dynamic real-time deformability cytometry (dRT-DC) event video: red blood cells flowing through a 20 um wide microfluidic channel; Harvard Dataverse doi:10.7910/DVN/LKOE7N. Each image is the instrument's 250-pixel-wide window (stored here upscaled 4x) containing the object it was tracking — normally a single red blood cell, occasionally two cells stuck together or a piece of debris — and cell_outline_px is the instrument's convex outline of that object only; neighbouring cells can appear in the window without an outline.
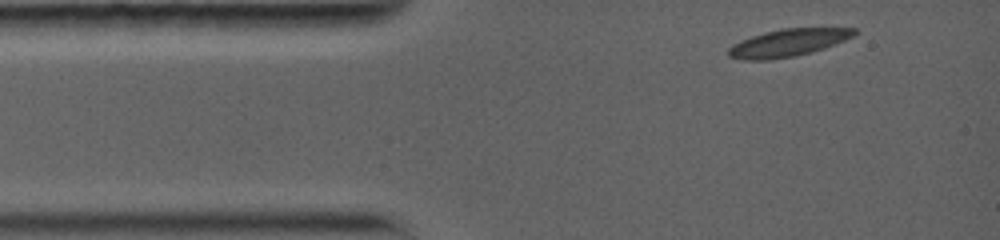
{"species": "common noctule bat (a hibernating species)", "species_latin": "Nyctalus noctula", "temperature_condition": "warm", "stored_images_in_passage": 11, "camera_frame_rate_fps": 5000, "um_per_image_px": 0.085, "animal": {"sex": "female", "body_mass_g": 19.0, "forearm_length_mm": 56.7}, "frame": {"image": 1, "passage_image": 1, "time_ms": 0.0, "image_size_px": [1000, 240], "cell_outline_px": [[860, 32], [844, 40], [824, 48], [812, 52], [796, 56], [772, 60], [744, 60], [728, 56], [728, 48], [732, 44], [740, 40], [764, 32], [780, 28], [856, 28]], "centroid_in_image_um": [66.96, 3.64], "position_along_channel_um": 18.0, "area_um2": 20.29}}
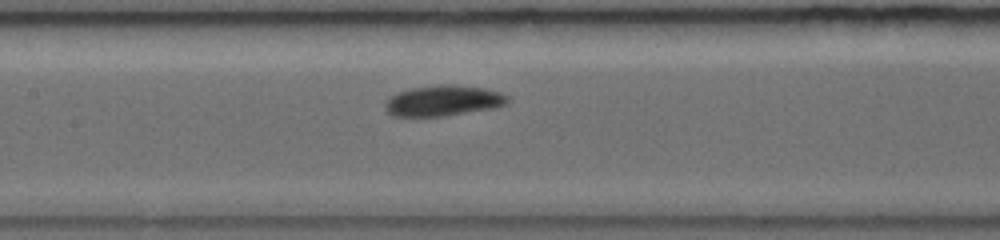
{"frame": {"image": 2, "passage_image": 7, "time_ms": 5.0, "image_size_px": [1000, 240], "cell_outline_px": [[508, 100], [504, 104], [496, 108], [444, 116], [392, 116], [384, 108], [384, 104], [396, 92], [412, 88], [436, 84], [452, 84], [484, 88], [500, 92], [508, 96]], "centroid_in_image_um": [37.67, 8.55], "position_along_channel_um": 169.7, "area_um2": 21.96}}
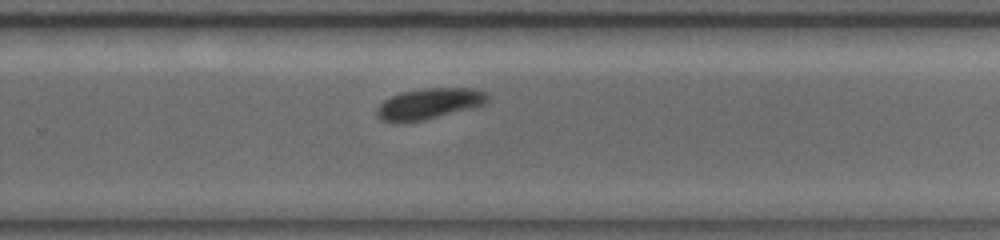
{"frame": {"image": 3, "passage_image": 11, "time_ms": 8.2, "image_size_px": [1000, 240], "cell_outline_px": [[488, 100], [484, 104], [476, 108], [424, 120], [404, 124], [392, 124], [380, 120], [376, 116], [376, 108], [384, 100], [400, 92], [424, 88], [472, 88], [484, 92], [488, 96]], "centroid_in_image_um": [36.42, 8.85], "position_along_channel_um": 293.4, "area_um2": 20.52}}